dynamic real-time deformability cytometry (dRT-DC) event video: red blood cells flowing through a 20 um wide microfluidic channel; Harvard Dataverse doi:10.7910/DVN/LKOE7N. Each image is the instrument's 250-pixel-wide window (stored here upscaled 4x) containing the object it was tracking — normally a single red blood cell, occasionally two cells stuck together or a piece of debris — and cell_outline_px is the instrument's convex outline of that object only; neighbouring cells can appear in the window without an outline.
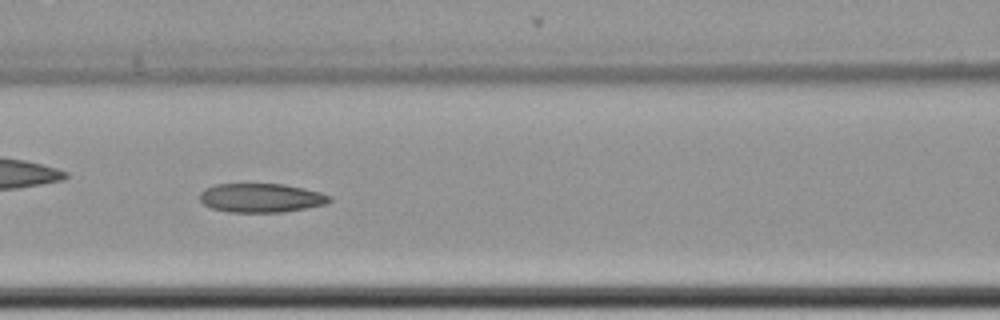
{"species": "common noctule bat (a hibernating species)", "species_latin": "Nyctalus noctula", "temperature_condition": "cold", "stored_images_in_passage": 58, "camera_frame_rate_fps": 3000, "um_per_image_px": 0.085, "animal": {"sex": "female", "body_mass_g": 22.7, "forearm_length_mm": 54.2}, "frame": {"image": 1, "passage_image": 25, "time_ms": 8.0, "image_size_px": [1000, 320], "cell_outline_px": [[332, 200], [328, 204], [284, 212], [228, 212], [212, 208], [204, 204], [200, 200], [200, 192], [204, 188], [216, 184], [284, 184], [304, 188], [320, 192], [332, 196]], "centroid_in_image_um": [22.22, 16.82], "position_along_channel_um": 144.4, "area_um2": 22.08}, "authors_computed_cell_mechanics": {"area_um2": 23.4379, "velocity_mm_per_s": 3.4846, "shape_relaxation_time_tau1_ms": null, "shape_relaxation_time_tau2_ms": 4.384, "deformation_change_tau1": null, "deformation_change_tau2": 0.1094}}